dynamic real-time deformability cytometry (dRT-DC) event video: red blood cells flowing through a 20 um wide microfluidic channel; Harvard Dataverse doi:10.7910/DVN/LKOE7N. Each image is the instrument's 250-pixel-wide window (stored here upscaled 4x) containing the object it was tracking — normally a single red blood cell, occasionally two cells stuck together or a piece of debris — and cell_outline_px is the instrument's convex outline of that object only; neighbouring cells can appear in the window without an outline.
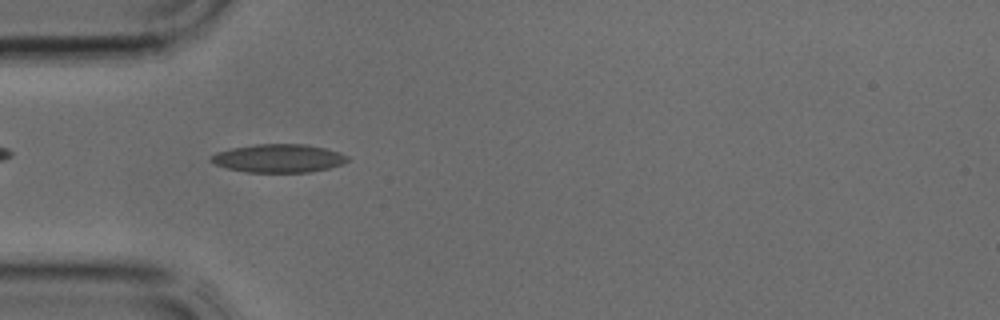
{"species": "common noctule bat (a hibernating species)", "species_latin": "Nyctalus noctula", "temperature_condition": "cold", "stored_images_in_passage": 28, "camera_frame_rate_fps": 3000, "um_per_image_px": 0.085, "animal": {"sex": "male", "body_mass_g": 17.9, "forearm_length_mm": 54.2}, "frame": {"image": 1, "passage_image": 1, "time_ms": 0.0, "image_size_px": [1000, 320], "cell_outline_px": [[352, 160], [344, 164], [328, 168], [308, 172], [248, 172], [228, 168], [216, 164], [208, 160], [216, 152], [232, 148], [252, 144], [304, 144], [324, 148], [340, 152], [348, 156]], "centroid_in_image_um": [23.72, 13.45], "position_along_channel_um": 61.3, "area_um2": 22.54}}
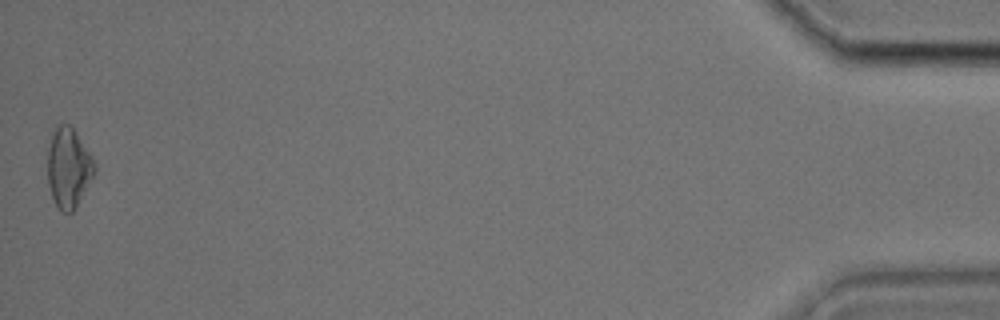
{"frame": {"image": 2, "passage_image": 28, "time_ms": 9.0, "image_size_px": [1000, 320], "cell_outline_px": [[96, 172], [76, 208], [72, 212], [60, 212], [52, 196], [48, 184], [48, 148], [56, 124], [68, 124], [72, 128], [92, 156], [96, 168]], "centroid_in_image_um": [5.83, 14.29], "position_along_channel_um": 429.4, "area_um2": 21.73}}